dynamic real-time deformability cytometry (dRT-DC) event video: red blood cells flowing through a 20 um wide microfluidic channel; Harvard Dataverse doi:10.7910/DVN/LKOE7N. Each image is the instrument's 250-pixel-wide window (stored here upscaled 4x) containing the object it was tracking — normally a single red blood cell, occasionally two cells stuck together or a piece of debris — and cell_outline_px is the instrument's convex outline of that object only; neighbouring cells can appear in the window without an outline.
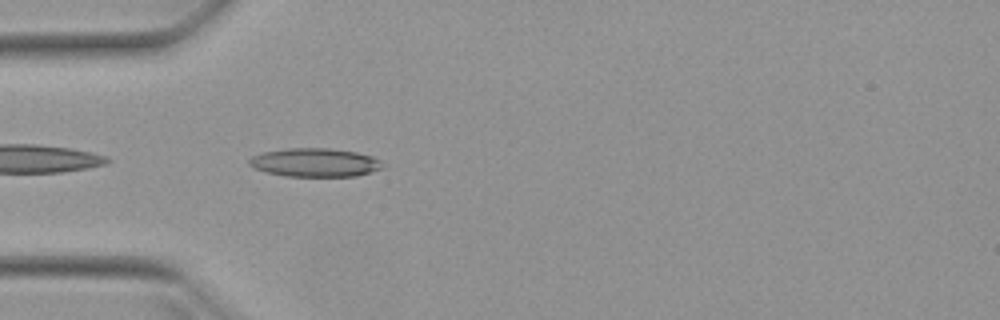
{"species": "Egyptian fruit bat (a non-hibernating species)", "species_latin": "Rousettus aegyptiacus", "temperature_condition": "warm", "stored_images_in_passage": 18, "camera_frame_rate_fps": 3000, "um_per_image_px": 0.085, "animal": {"sex": "female"}, "frame": {"image": 1, "passage_image": 1, "time_ms": 0.0, "image_size_px": [1000, 320], "cell_outline_px": [[384, 168], [356, 176], [288, 176], [268, 172], [252, 168], [248, 164], [248, 160], [252, 156], [264, 152], [284, 148], [332, 148], [356, 152], [372, 156], [380, 160]], "centroid_in_image_um": [26.77, 13.8], "position_along_channel_um": 58.2, "area_um2": 22.25}}
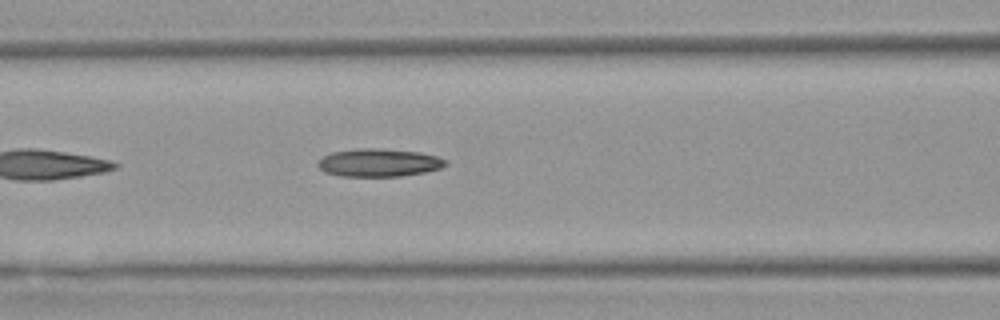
{"frame": {"image": 2, "passage_image": 7, "time_ms": 2.0, "image_size_px": [1000, 320], "cell_outline_px": [[448, 164], [440, 168], [424, 172], [400, 176], [340, 176], [324, 172], [316, 164], [324, 156], [332, 152], [356, 148], [380, 148], [420, 152], [436, 156], [448, 160]], "centroid_in_image_um": [32.21, 13.82], "position_along_channel_um": 134.4, "area_um2": 20.87}}
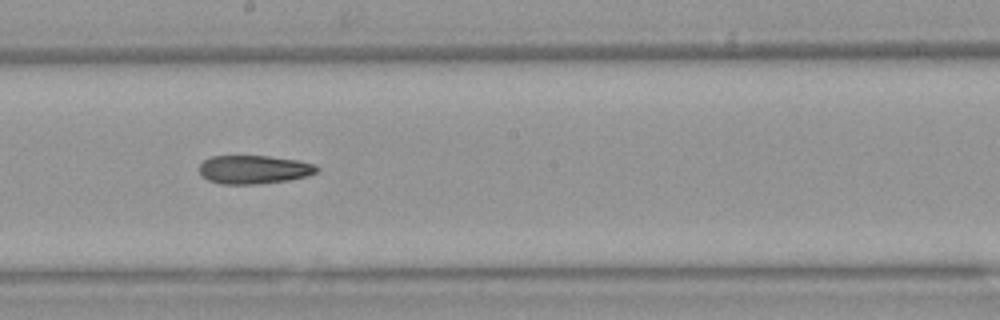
{"frame": {"image": 3, "passage_image": 14, "time_ms": 4.333, "image_size_px": [1000, 320], "cell_outline_px": [[320, 168], [316, 172], [308, 176], [288, 180], [260, 184], [220, 184], [208, 180], [200, 172], [200, 164], [204, 160], [212, 156], [268, 156], [300, 160], [316, 164]], "centroid_in_image_um": [21.63, 14.41], "position_along_channel_um": 226.6, "area_um2": 19.65}}